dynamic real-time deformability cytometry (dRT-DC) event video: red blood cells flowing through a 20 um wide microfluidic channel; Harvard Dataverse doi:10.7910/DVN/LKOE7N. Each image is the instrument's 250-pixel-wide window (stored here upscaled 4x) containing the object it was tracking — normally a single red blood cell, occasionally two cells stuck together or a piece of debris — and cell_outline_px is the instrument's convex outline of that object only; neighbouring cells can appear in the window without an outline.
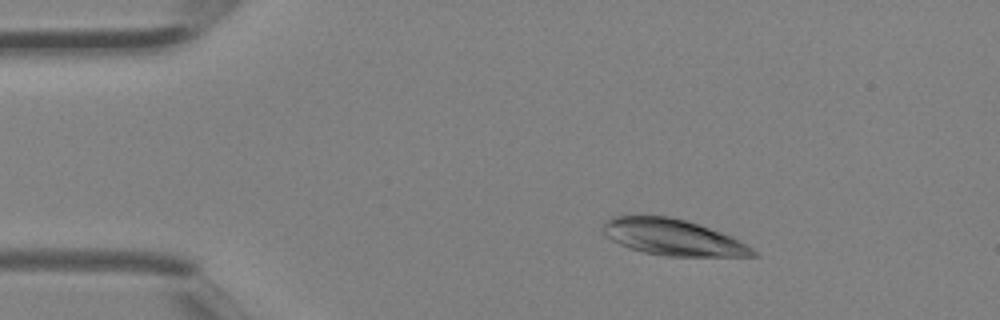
{"species": "Egyptian fruit bat (a non-hibernating species)", "species_latin": "Rousettus aegyptiacus", "temperature_condition": "room temperature", "stored_images_in_passage": 3, "camera_frame_rate_fps": 3000, "um_per_image_px": 0.085, "animal": {"sex": "female"}, "frame": {"image": 1, "passage_image": 2, "time_ms": 0.333, "image_size_px": [1000, 320], "cell_outline_px": [[760, 256], [664, 256], [644, 252], [620, 244], [612, 240], [604, 232], [604, 224], [612, 216], [668, 216], [684, 220], [720, 232], [740, 240], [752, 248]], "centroid_in_image_um": [57.22, 20.18], "position_along_channel_um": 27.8, "area_um2": 30.98}}